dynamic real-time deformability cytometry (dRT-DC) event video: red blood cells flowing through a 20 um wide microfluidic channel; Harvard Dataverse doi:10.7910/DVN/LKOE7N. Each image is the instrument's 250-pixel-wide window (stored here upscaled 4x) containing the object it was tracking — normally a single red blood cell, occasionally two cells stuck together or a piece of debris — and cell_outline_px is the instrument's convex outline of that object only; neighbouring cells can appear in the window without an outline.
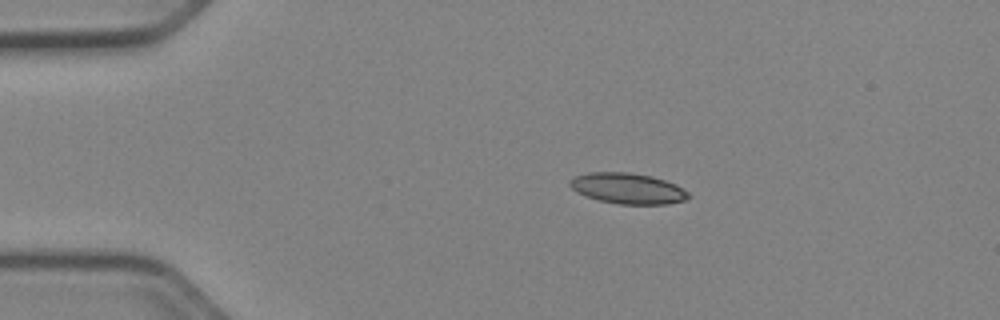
{"species": "Egyptian fruit bat (a non-hibernating species)", "species_latin": "Rousettus aegyptiacus", "temperature_condition": "cold", "stored_images_in_passage": 42, "camera_frame_rate_fps": 3000, "um_per_image_px": 0.085, "animal": {"sex": "female"}, "frame": {"image": 1, "passage_image": 1, "time_ms": 0.0, "image_size_px": [1000, 320], "cell_outline_px": [[692, 196], [684, 200], [668, 204], [616, 204], [600, 200], [576, 192], [568, 184], [568, 180], [576, 176], [588, 172], [628, 172], [652, 176], [676, 184], [688, 192]], "centroid_in_image_um": [53.36, 16.01], "position_along_channel_um": 31.6, "area_um2": 21.27}}
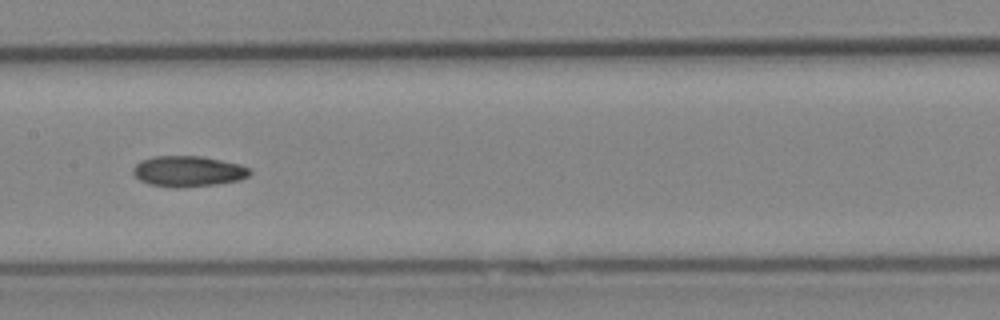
{"frame": {"image": 2, "passage_image": 17, "time_ms": 5.333, "image_size_px": [1000, 320], "cell_outline_px": [[252, 172], [248, 176], [240, 180], [216, 184], [180, 188], [176, 188], [148, 184], [140, 180], [132, 172], [132, 168], [140, 160], [152, 156], [204, 156], [240, 164], [248, 168]], "centroid_in_image_um": [15.98, 14.55], "position_along_channel_um": 191.4, "area_um2": 21.1}}
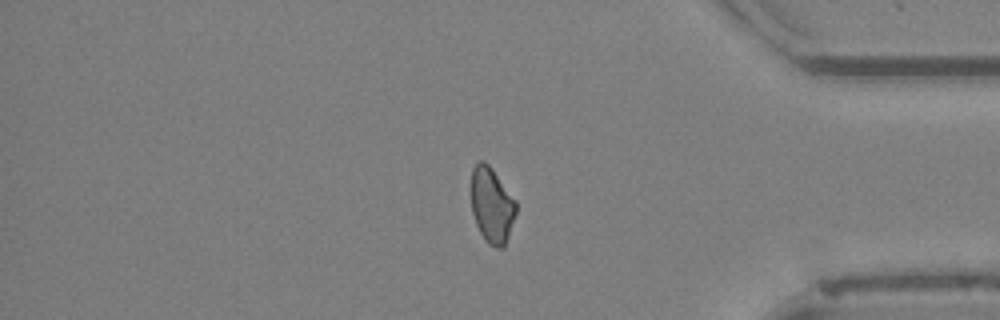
{"frame": {"image": 3, "passage_image": 34, "time_ms": 11.0, "image_size_px": [1000, 320], "cell_outline_px": [[516, 212], [504, 248], [496, 248], [488, 244], [484, 240], [476, 224], [472, 212], [472, 168], [480, 160], [484, 160], [492, 168], [516, 200]], "centroid_in_image_um": [41.81, 17.45], "position_along_channel_um": 393.4, "area_um2": 19.71}}